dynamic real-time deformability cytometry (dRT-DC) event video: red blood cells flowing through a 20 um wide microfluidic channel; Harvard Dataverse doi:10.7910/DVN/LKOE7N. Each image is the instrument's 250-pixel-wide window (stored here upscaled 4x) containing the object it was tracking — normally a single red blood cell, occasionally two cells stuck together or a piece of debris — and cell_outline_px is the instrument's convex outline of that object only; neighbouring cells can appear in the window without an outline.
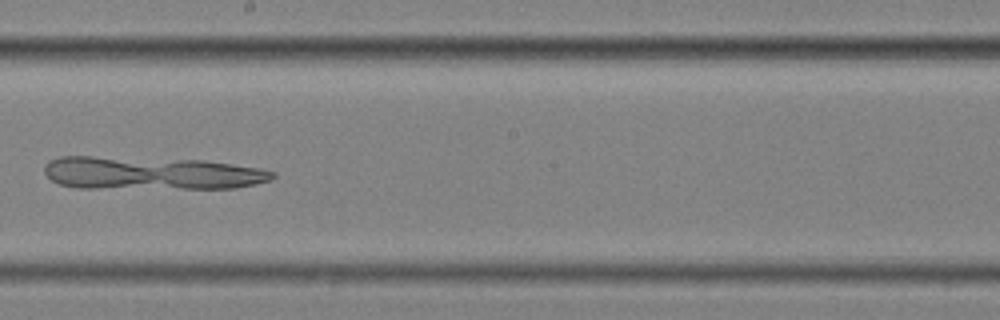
{"species": "common noctule bat (a hibernating species)", "species_latin": "Nyctalus noctula", "temperature_condition": "cold", "stored_images_in_passage": 9, "camera_frame_rate_fps": 3000, "um_per_image_px": 0.085, "animal": {"sex": "female", "body_mass_g": 25.1}, "frame": {"image": 1, "passage_image": 9, "time_ms": 2.667, "image_size_px": [1000, 320], "cell_outline_px": [[276, 176], [272, 180], [256, 184], [236, 188], [76, 188], [60, 184], [52, 180], [44, 172], [44, 164], [48, 160], [60, 156], [92, 156], [200, 160], [232, 164], [260, 168], [276, 172]], "centroid_in_image_um": [12.84, 14.72], "position_along_channel_um": 235.4, "area_um2": 44.16}}